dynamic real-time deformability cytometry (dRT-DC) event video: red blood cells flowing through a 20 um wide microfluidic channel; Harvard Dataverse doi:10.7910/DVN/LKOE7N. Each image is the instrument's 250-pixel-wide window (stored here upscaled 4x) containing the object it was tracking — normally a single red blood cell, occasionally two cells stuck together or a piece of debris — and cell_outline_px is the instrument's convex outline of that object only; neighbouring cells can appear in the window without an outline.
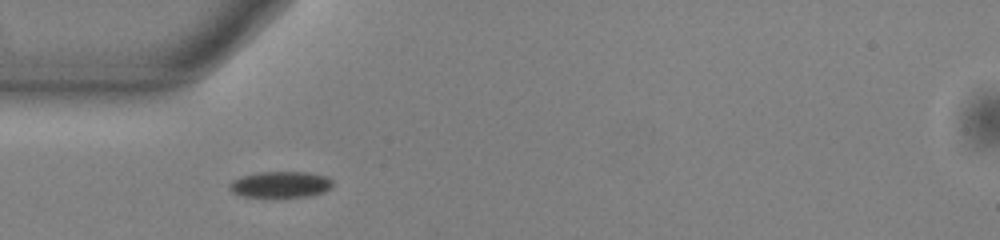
{"species": "common noctule bat (a hibernating species)", "species_latin": "Nyctalus noctula", "temperature_condition": "warm", "stored_images_in_passage": 37, "camera_frame_rate_fps": 3000, "um_per_image_px": 0.085, "animal": {"sex": "male", "body_mass_g": 13.0, "forearm_length_mm": 53.1}, "frame": {"image": 1, "passage_image": 1, "time_ms": 0.0, "image_size_px": [1000, 240], "cell_outline_px": [[332, 184], [324, 192], [308, 196], [240, 196], [232, 192], [228, 188], [228, 184], [232, 180], [244, 176], [260, 172], [308, 172], [324, 176], [332, 180]], "centroid_in_image_um": [23.8, 15.67], "position_along_channel_um": 61.2, "area_um2": 15.43}}
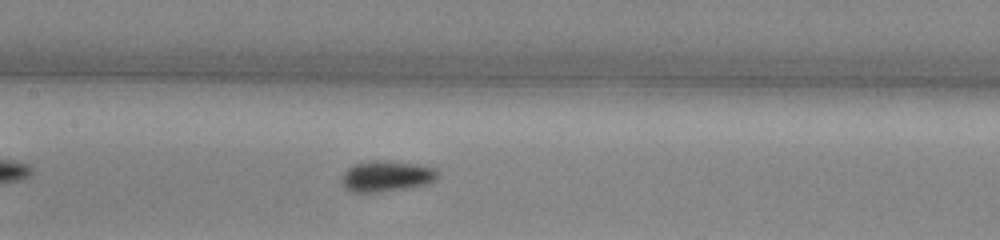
{"frame": {"image": 2, "passage_image": 10, "time_ms": 3.0, "image_size_px": [1000, 240], "cell_outline_px": [[440, 176], [436, 180], [428, 184], [404, 188], [376, 192], [348, 192], [344, 188], [340, 180], [344, 172], [352, 164], [372, 160], [388, 160], [420, 164], [436, 168], [440, 172]], "centroid_in_image_um": [32.87, 14.96], "position_along_channel_um": 174.5, "area_um2": 17.74}}
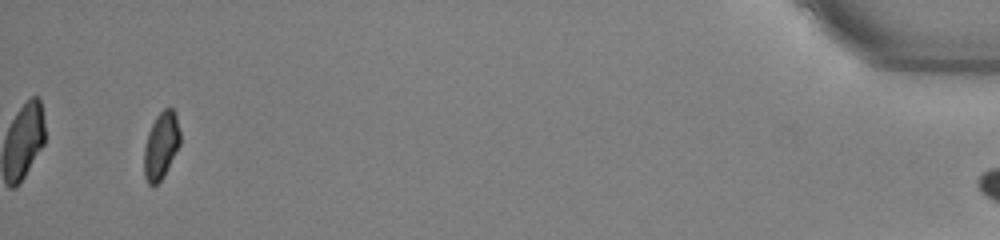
{"frame": {"image": 3, "passage_image": 36, "time_ms": 11.667, "image_size_px": [1000, 240], "cell_outline_px": [[180, 144], [164, 176], [152, 188], [148, 184], [144, 176], [144, 148], [148, 132], [156, 116], [164, 108], [172, 108], [176, 112], [180, 132]], "centroid_in_image_um": [13.69, 12.38], "position_along_channel_um": 421.5, "area_um2": 14.22}}